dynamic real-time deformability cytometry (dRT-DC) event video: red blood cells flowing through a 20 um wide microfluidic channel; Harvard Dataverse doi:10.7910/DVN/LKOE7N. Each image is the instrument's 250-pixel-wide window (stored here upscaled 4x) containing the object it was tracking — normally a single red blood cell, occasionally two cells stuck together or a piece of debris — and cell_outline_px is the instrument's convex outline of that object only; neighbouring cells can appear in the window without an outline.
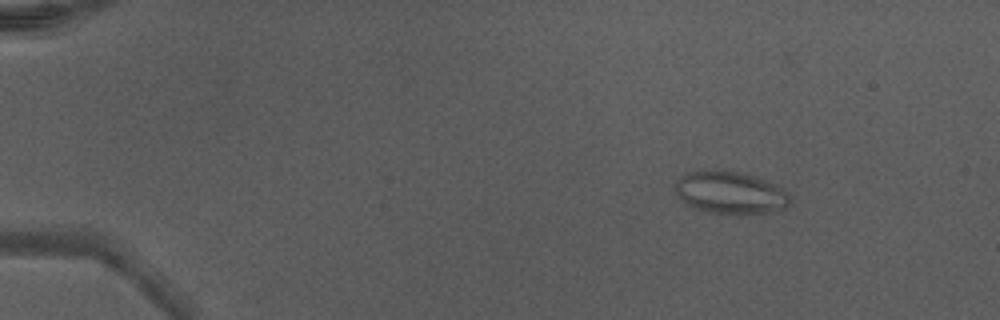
{"species": "Egyptian fruit bat (a non-hibernating species)", "species_latin": "Rousettus aegyptiacus", "temperature_condition": "warm", "stored_images_in_passage": 50, "camera_frame_rate_fps": 3000, "um_per_image_px": 0.085, "animal": {"sex": "male"}, "frame": {"image": 1, "passage_image": 8, "time_ms": 2.333, "image_size_px": [1000, 320], "cell_outline_px": [[792, 196], [788, 208], [768, 212], [708, 212], [696, 208], [688, 204], [672, 188], [672, 184], [680, 176], [688, 172], [700, 168], [720, 168], [740, 172], [756, 176], [780, 188]], "centroid_in_image_um": [62.02, 16.3], "position_along_channel_um": 23.0, "area_um2": 28.5}}
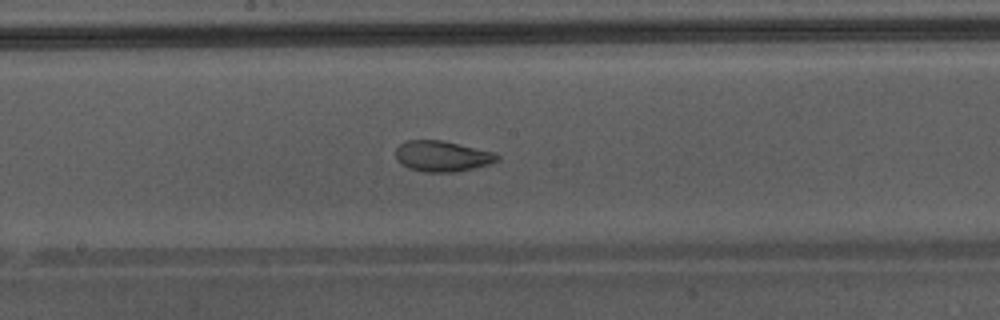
{"frame": {"image": 2, "passage_image": 29, "time_ms": 9.333, "image_size_px": [1000, 320], "cell_outline_px": [[500, 160], [488, 164], [456, 172], [424, 172], [408, 168], [400, 164], [396, 160], [396, 148], [404, 140], [440, 140], [496, 152], [500, 156]], "centroid_in_image_um": [37.57, 13.27], "position_along_channel_um": 210.6, "area_um2": 18.32}, "authors_computed_cell_mechanics": {"area_um2": 23.0622, "velocity_mm_per_s": 4.3435, "shape_relaxation_time_tau1_ms": 5.0696, "shape_relaxation_time_tau2_ms": 1.0855, "deformation_change_tau1": 0.1458, "deformation_change_tau2": 0.072}}